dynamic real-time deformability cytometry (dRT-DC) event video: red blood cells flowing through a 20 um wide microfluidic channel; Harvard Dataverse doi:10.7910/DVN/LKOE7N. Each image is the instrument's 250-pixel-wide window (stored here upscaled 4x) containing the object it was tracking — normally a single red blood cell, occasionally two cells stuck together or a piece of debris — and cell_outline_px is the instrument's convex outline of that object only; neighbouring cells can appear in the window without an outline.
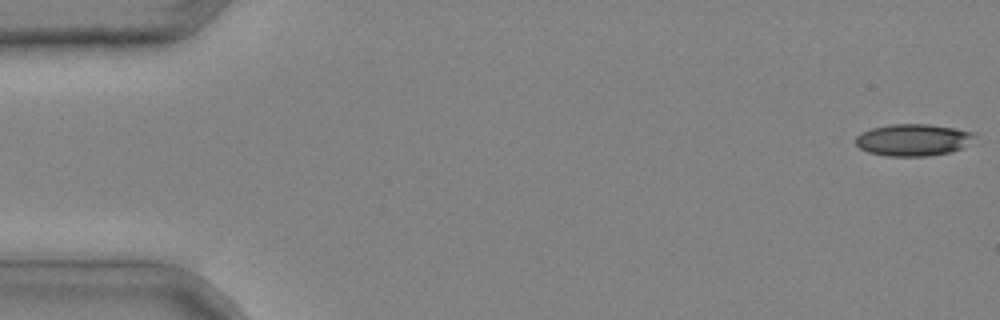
{"species": "common noctule bat (a hibernating species)", "species_latin": "Nyctalus noctula", "temperature_condition": "cold", "stored_images_in_passage": 40, "camera_frame_rate_fps": 3000, "um_per_image_px": 0.085, "animal": {"sex": "male", "body_mass_g": 20.4}, "frame": {"image": 1, "passage_image": 1, "time_ms": 0.0, "image_size_px": [1000, 320], "cell_outline_px": [[976, 136], [964, 148], [952, 152], [928, 156], [888, 156], [868, 152], [860, 148], [856, 144], [856, 136], [860, 132], [872, 128], [892, 124], [928, 124], [956, 128], [976, 132]], "centroid_in_image_um": [77.65, 11.89], "position_along_channel_um": 7.3, "area_um2": 22.37}}
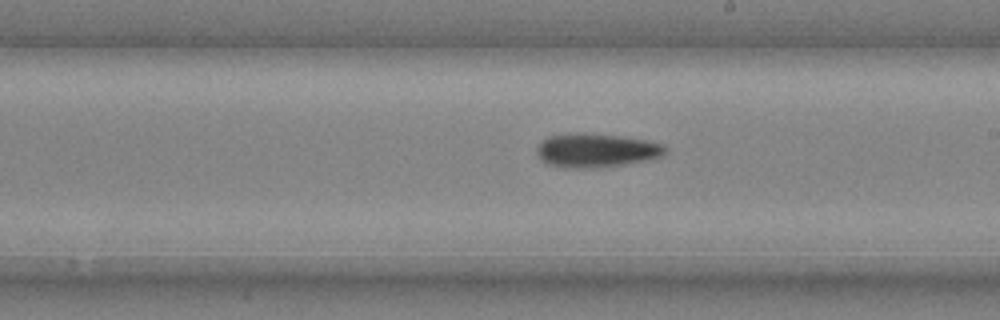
{"frame": {"image": 2, "passage_image": 25, "time_ms": 8.0, "image_size_px": [1000, 320], "cell_outline_px": [[668, 148], [660, 156], [648, 160], [628, 164], [604, 168], [564, 168], [548, 164], [540, 160], [536, 152], [536, 148], [548, 136], [616, 136], [644, 140], [660, 144]], "centroid_in_image_um": [50.68, 12.86], "position_along_channel_um": 238.3, "area_um2": 24.39}}
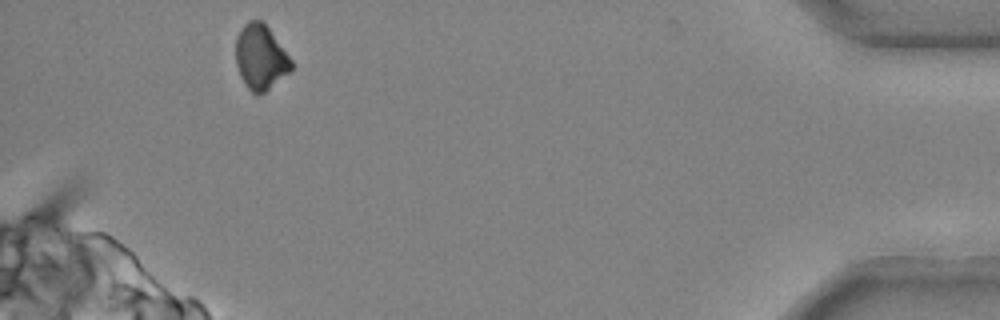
{"frame": {"image": 3, "passage_image": 40, "time_ms": 13.0, "image_size_px": [1000, 320], "cell_outline_px": [[292, 68], [288, 72], [264, 92], [252, 92], [248, 88], [240, 76], [236, 64], [236, 36], [240, 28], [248, 20], [260, 20], [268, 28], [292, 60]], "centroid_in_image_um": [22.11, 4.83], "position_along_channel_um": 413.1, "area_um2": 20.52}}